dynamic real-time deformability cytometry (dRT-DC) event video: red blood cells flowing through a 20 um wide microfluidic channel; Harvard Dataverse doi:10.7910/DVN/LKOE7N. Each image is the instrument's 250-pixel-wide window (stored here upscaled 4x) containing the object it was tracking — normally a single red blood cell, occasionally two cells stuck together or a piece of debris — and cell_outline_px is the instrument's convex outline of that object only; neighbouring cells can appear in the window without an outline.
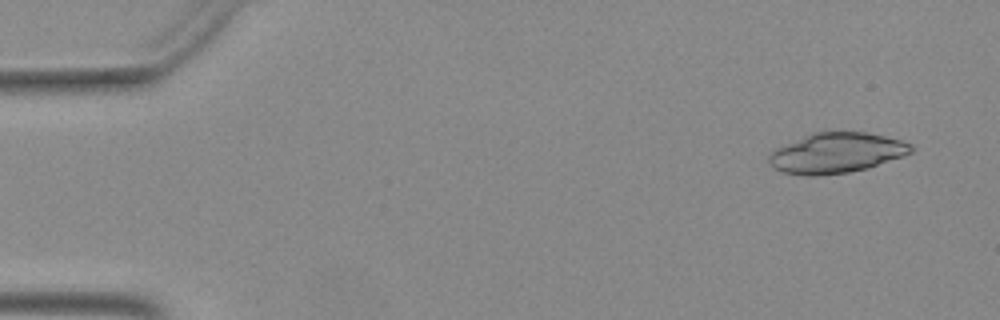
{"species": "Egyptian fruit bat (a non-hibernating species)", "species_latin": "Rousettus aegyptiacus", "temperature_condition": "warm", "stored_images_in_passage": 50, "camera_frame_rate_fps": 3000, "um_per_image_px": 0.085, "animal": {"sex": "female"}, "frame": {"image": 1, "passage_image": 3, "time_ms": 0.667, "image_size_px": [1000, 320], "cell_outline_px": [[912, 152], [904, 156], [868, 168], [848, 172], [812, 176], [804, 176], [784, 172], [768, 164], [768, 156], [776, 148], [812, 132], [868, 132], [900, 140], [912, 144]], "centroid_in_image_um": [71.09, 13.0], "position_along_channel_um": 13.9, "area_um2": 33.23}}